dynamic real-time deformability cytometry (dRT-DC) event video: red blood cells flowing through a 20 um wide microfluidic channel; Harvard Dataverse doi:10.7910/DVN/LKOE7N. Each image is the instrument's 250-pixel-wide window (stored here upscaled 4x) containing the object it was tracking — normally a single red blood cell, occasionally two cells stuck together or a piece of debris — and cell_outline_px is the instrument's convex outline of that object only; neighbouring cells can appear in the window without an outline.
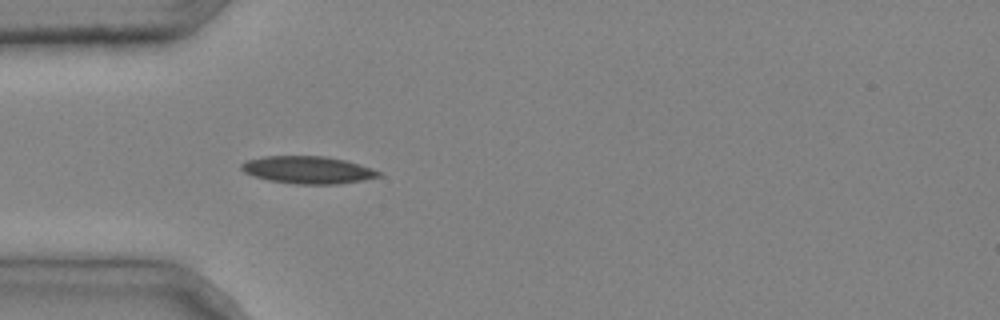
{"species": "common noctule bat (a hibernating species)", "species_latin": "Nyctalus noctula", "temperature_condition": "cold", "stored_images_in_passage": 1, "camera_frame_rate_fps": 3000, "um_per_image_px": 0.085, "animal": {"sex": "male", "body_mass_g": 20.4}, "frame": {"image": 1, "passage_image": 1, "time_ms": 0.0, "image_size_px": [1000, 320], "cell_outline_px": [[384, 176], [364, 180], [340, 184], [296, 184], [268, 180], [244, 172], [240, 168], [240, 164], [244, 160], [264, 156], [324, 156], [344, 160], [372, 168], [384, 172]], "centroid_in_image_um": [26.2, 14.44], "position_along_channel_um": 58.8, "area_um2": 22.14}}